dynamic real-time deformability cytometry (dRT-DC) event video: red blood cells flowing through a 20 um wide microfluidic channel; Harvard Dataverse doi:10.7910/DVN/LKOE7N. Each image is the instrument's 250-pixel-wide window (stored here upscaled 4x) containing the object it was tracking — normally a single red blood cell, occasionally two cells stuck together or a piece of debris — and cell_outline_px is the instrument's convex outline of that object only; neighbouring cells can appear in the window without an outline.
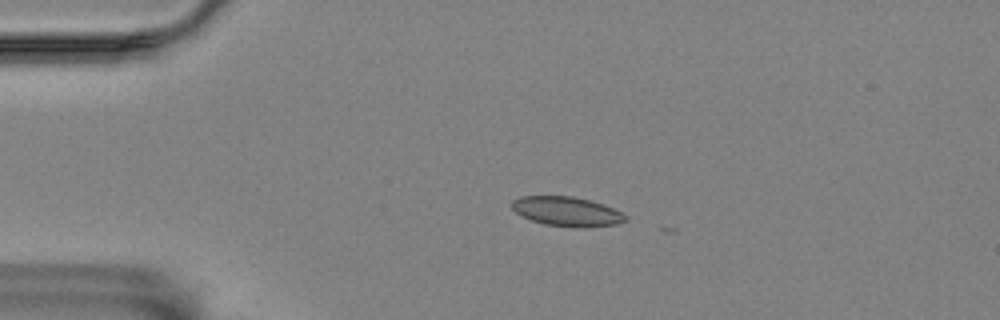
{"species": "Egyptian fruit bat (a non-hibernating species)", "species_latin": "Rousettus aegyptiacus", "temperature_condition": "room temperature", "stored_images_in_passage": 3, "camera_frame_rate_fps": 3000, "um_per_image_px": 0.085, "animal": {"sex": "female"}, "frame": {"image": 1, "passage_image": 2, "time_ms": 1.0, "image_size_px": [1000, 320], "cell_outline_px": [[628, 220], [616, 224], [584, 228], [572, 228], [544, 224], [532, 220], [516, 212], [512, 208], [512, 200], [520, 196], [572, 196], [604, 204], [628, 216]], "centroid_in_image_um": [48.2, 17.98], "position_along_channel_um": 36.8, "area_um2": 19.54}}